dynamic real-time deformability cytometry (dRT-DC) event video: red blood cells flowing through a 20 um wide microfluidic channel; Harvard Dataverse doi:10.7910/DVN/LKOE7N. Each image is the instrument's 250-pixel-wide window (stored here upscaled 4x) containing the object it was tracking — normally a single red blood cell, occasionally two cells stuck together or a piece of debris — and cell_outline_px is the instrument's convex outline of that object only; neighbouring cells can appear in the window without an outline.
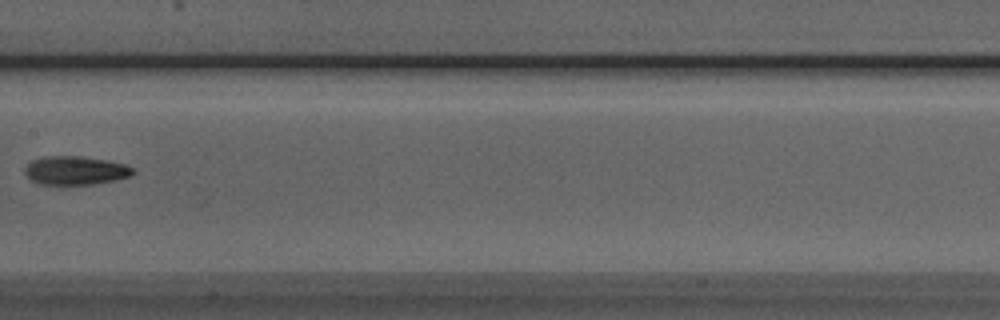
{"species": "Egyptian fruit bat (a non-hibernating species)", "species_latin": "Rousettus aegyptiacus", "temperature_condition": "room temperature", "stored_images_in_passage": 7, "camera_frame_rate_fps": 3000, "um_per_image_px": 0.085, "animal": {"sex": "male"}, "frame": {"image": 1, "passage_image": 7, "time_ms": 8.0, "image_size_px": [1000, 320], "cell_outline_px": [[136, 172], [128, 176], [116, 180], [92, 184], [40, 184], [32, 180], [24, 172], [24, 168], [32, 160], [44, 156], [80, 156], [104, 160], [124, 164], [132, 168]], "centroid_in_image_um": [6.39, 14.48], "position_along_channel_um": 201.0, "area_um2": 17.8}}